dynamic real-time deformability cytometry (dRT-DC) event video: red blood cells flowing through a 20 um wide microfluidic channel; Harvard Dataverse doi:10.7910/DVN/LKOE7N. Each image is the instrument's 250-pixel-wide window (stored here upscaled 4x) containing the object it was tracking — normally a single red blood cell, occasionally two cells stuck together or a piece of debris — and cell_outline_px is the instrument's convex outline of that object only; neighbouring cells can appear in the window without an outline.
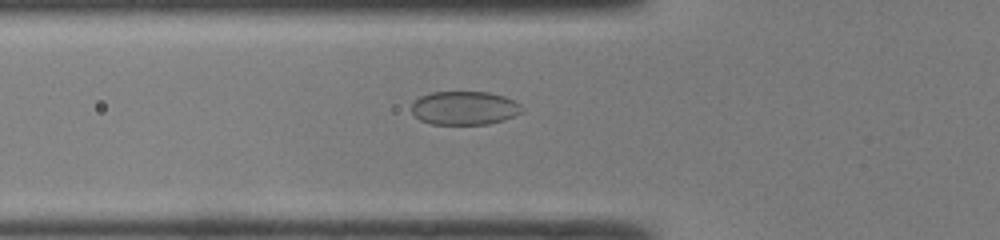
{"species": "common noctule bat (a hibernating species)", "species_latin": "Nyctalus noctula", "temperature_condition": "room temperature", "stored_images_in_passage": 34, "camera_frame_rate_fps": 3000, "um_per_image_px": 0.085, "animal": {"sex": "male", "body_mass_g": 19.0, "forearm_length_mm": 50.8}, "frame": {"image": 1, "passage_image": 8, "time_ms": 2.333, "image_size_px": [1000, 240], "cell_outline_px": [[524, 112], [504, 120], [488, 124], [432, 124], [420, 120], [412, 112], [412, 104], [420, 96], [432, 92], [488, 92], [504, 96], [520, 104], [524, 108]], "centroid_in_image_um": [39.51, 9.18], "position_along_channel_um": 86.3, "area_um2": 21.68}}
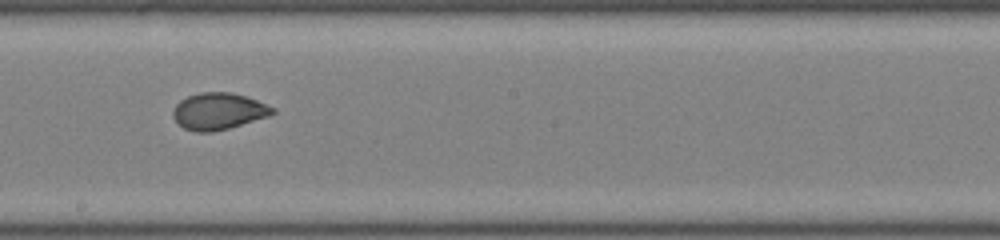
{"frame": {"image": 2, "passage_image": 18, "time_ms": 5.667, "image_size_px": [1000, 240], "cell_outline_px": [[276, 112], [268, 116], [228, 128], [212, 132], [196, 132], [184, 128], [172, 116], [172, 112], [176, 104], [180, 100], [188, 96], [200, 92], [232, 92], [256, 100], [276, 108]], "centroid_in_image_um": [18.56, 9.45], "position_along_channel_um": 229.6, "area_um2": 21.15}}
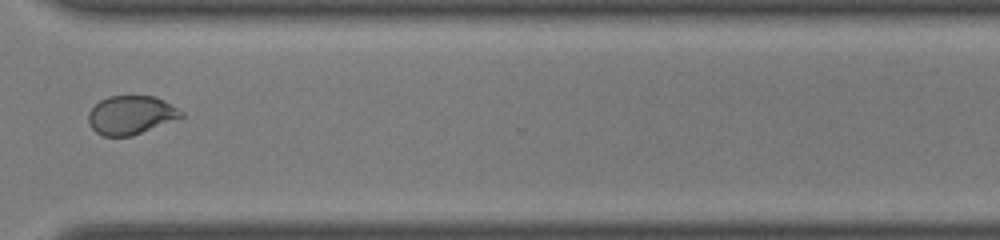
{"frame": {"image": 3, "passage_image": 27, "time_ms": 8.667, "image_size_px": [1000, 240], "cell_outline_px": [[184, 116], [132, 136], [104, 136], [96, 132], [88, 124], [88, 112], [100, 100], [108, 96], [156, 96], [164, 100], [184, 112]], "centroid_in_image_um": [11.11, 9.77], "position_along_channel_um": 359.5, "area_um2": 20.87}}